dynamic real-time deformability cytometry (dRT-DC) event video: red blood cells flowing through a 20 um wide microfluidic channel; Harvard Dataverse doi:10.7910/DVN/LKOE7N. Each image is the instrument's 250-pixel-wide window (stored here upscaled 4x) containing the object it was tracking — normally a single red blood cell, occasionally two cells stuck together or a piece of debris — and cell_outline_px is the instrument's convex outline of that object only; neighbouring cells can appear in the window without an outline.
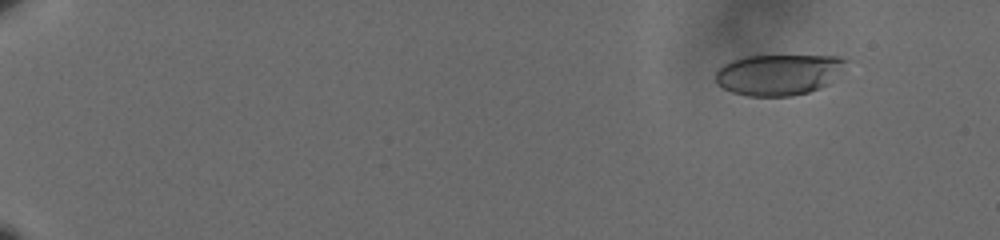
{"species": "human", "species_latin": "Homo sapiens", "temperature_condition": "cold", "stored_images_in_passage": 11, "camera_frame_rate_fps": 3000, "um_per_image_px": 0.085, "donor": {"sex": "male"}, "frame": {"image": 1, "passage_image": 1, "time_ms": 0.0, "image_size_px": [1000, 240], "cell_outline_px": [[848, 60], [828, 84], [820, 88], [808, 92], [792, 96], [748, 96], [732, 92], [716, 84], [716, 72], [724, 64], [732, 60], [744, 56], [840, 56]], "centroid_in_image_um": [66.14, 6.34], "position_along_channel_um": 18.9, "area_um2": 30.87}}
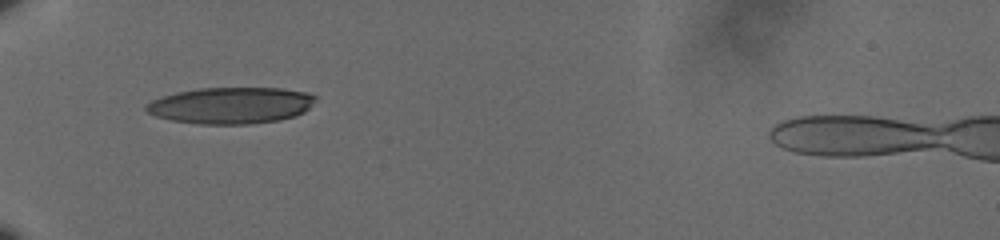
{"frame": {"image": 2, "passage_image": 8, "time_ms": 2.333, "image_size_px": [1000, 240], "cell_outline_px": [[316, 100], [304, 112], [296, 116], [280, 120], [248, 124], [200, 124], [172, 120], [156, 116], [148, 112], [144, 108], [144, 104], [152, 100], [176, 92], [200, 88], [280, 88], [308, 92], [316, 96]], "centroid_in_image_um": [19.64, 8.96], "position_along_channel_um": 65.4, "area_um2": 36.07}}
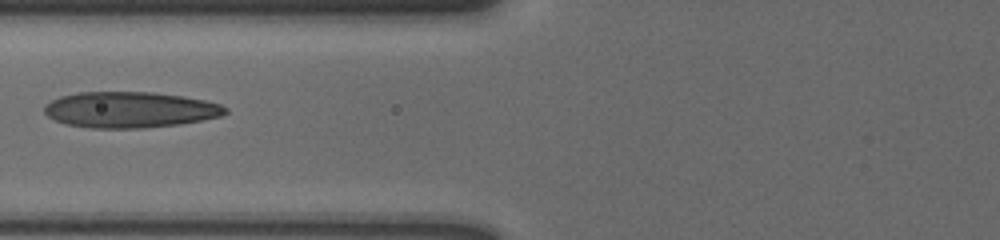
{"frame": {"image": 3, "passage_image": 10, "time_ms": 3.0, "image_size_px": [1000, 240], "cell_outline_px": [[228, 112], [220, 116], [180, 124], [144, 128], [92, 128], [64, 124], [48, 116], [44, 112], [44, 108], [52, 100], [60, 96], [76, 92], [152, 92], [184, 96], [204, 100], [220, 104], [228, 108]], "centroid_in_image_um": [11.05, 9.32], "position_along_channel_um": 114.8, "area_um2": 37.92}}